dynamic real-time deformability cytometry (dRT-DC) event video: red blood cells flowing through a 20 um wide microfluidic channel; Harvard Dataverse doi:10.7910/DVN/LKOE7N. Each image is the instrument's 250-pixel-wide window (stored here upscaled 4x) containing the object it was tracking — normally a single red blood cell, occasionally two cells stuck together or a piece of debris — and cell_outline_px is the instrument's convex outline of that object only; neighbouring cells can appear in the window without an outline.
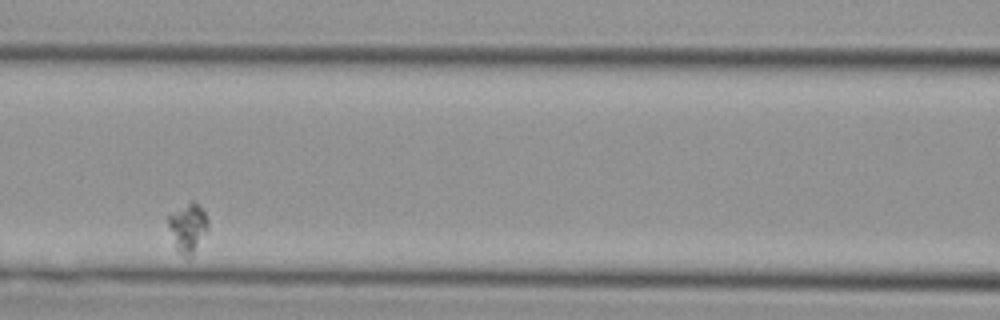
{"species": "Egyptian fruit bat (a non-hibernating species)", "species_latin": "Rousettus aegyptiacus", "temperature_condition": "cold", "stored_images_in_passage": 32, "segment_of_instrument_passage": [2, 2], "camera_frame_rate_fps": 3000, "um_per_image_px": 0.085, "animal": {"sex": "female"}, "frame": {"image": 1, "passage_image": 13, "time_ms": 4.0, "image_size_px": [1000, 320], "cell_outline_px": [[208, 228], [192, 256], [188, 260], [176, 248], [164, 216], [192, 200], [204, 212], [208, 220]], "centroid_in_image_um": [15.92, 19.35], "position_along_channel_um": 150.7, "area_um2": 11.39}}
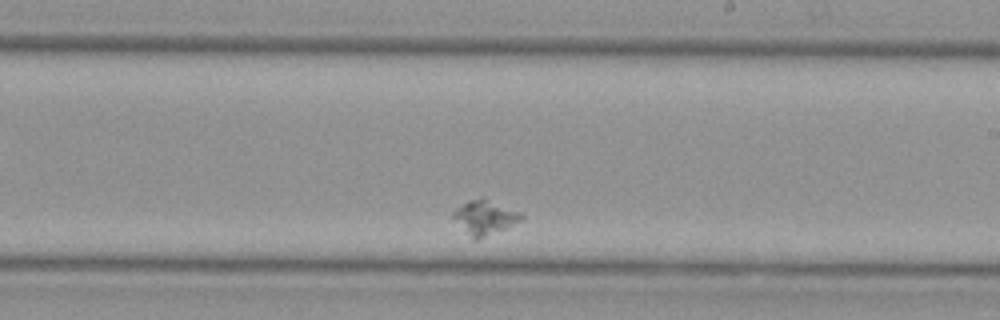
{"frame": {"image": 2, "passage_image": 21, "time_ms": 6.667, "image_size_px": [1000, 320], "cell_outline_px": [[524, 220], [476, 240], [472, 240], [452, 216], [452, 212], [456, 208], [468, 200], [484, 200], [516, 212], [524, 216]], "centroid_in_image_um": [41.15, 18.54], "position_along_channel_um": 247.8, "area_um2": 12.77}}
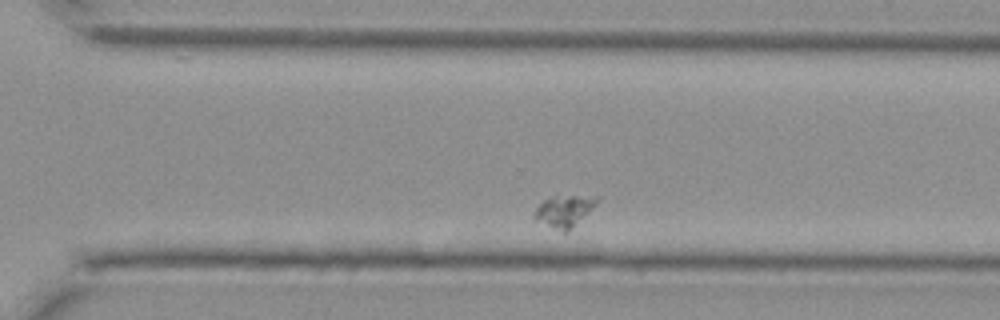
{"frame": {"image": 3, "passage_image": 27, "time_ms": 8.667, "image_size_px": [1000, 320], "cell_outline_px": [[600, 200], [568, 232], [564, 232], [536, 220], [532, 216], [536, 208], [544, 200], [552, 196], [600, 196]], "centroid_in_image_um": [47.97, 17.92], "position_along_channel_um": 322.6, "area_um2": 11.33}}